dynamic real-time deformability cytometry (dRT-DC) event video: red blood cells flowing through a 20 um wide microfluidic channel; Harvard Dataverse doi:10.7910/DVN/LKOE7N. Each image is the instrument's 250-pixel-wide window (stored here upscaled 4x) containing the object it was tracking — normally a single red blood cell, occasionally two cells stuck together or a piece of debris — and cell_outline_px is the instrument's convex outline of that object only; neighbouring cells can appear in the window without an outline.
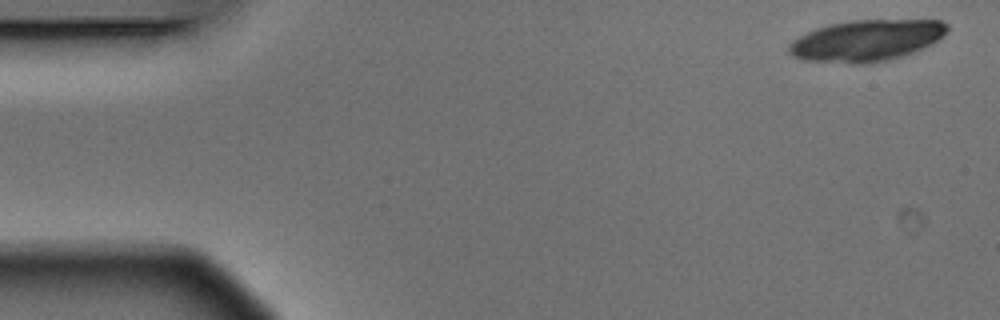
{"species": "Egyptian fruit bat (a non-hibernating species)", "species_latin": "Rousettus aegyptiacus", "temperature_condition": "warm", "stored_images_in_passage": 5, "camera_frame_rate_fps": 3000, "um_per_image_px": 0.085, "animal": {"sex": "male"}, "frame": {"image": 1, "passage_image": 1, "time_ms": 0.0, "image_size_px": [1000, 320], "cell_outline_px": [[948, 28], [944, 36], [912, 52], [900, 56], [884, 60], [860, 64], [856, 64], [800, 60], [792, 56], [788, 52], [788, 44], [792, 40], [816, 28], [828, 24], [852, 20], [940, 20], [948, 24]], "centroid_in_image_um": [73.58, 3.44], "position_along_channel_um": 11.4, "area_um2": 37.92}}